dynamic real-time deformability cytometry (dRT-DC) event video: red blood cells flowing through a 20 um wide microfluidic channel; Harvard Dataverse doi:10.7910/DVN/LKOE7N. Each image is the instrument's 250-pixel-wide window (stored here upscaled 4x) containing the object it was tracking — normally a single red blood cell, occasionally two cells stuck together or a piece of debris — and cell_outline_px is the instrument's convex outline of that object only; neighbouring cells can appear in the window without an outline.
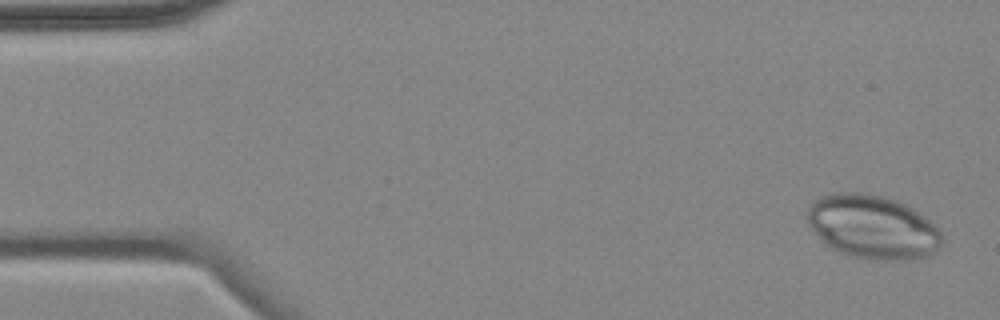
{"species": "common noctule bat (a hibernating species)", "species_latin": "Nyctalus noctula", "temperature_condition": "cold", "stored_images_in_passage": 7, "camera_frame_rate_fps": 3000, "um_per_image_px": 0.085, "animal": {"sex": "female", "body_mass_g": 18.4}, "frame": {"image": 1, "passage_image": 1, "time_ms": 0.0, "image_size_px": [1000, 320], "cell_outline_px": [[944, 244], [936, 252], [928, 256], [912, 260], [872, 260], [848, 256], [832, 248], [812, 228], [804, 212], [808, 204], [824, 196], [840, 192], [856, 192], [880, 196], [904, 204], [912, 208], [924, 216], [940, 232]], "centroid_in_image_um": [74.19, 19.32], "position_along_channel_um": 10.8, "area_um2": 49.82}}